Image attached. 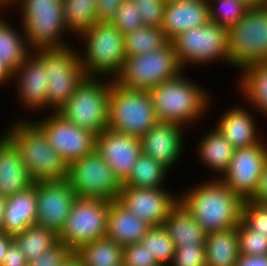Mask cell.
Masks as SVG:
<instances>
[{
    "label": "cell",
    "instance_id": "obj_21",
    "mask_svg": "<svg viewBox=\"0 0 267 266\" xmlns=\"http://www.w3.org/2000/svg\"><path fill=\"white\" fill-rule=\"evenodd\" d=\"M95 149L113 169L122 184L128 179L142 153L139 137L108 128L96 135Z\"/></svg>",
    "mask_w": 267,
    "mask_h": 266
},
{
    "label": "cell",
    "instance_id": "obj_17",
    "mask_svg": "<svg viewBox=\"0 0 267 266\" xmlns=\"http://www.w3.org/2000/svg\"><path fill=\"white\" fill-rule=\"evenodd\" d=\"M176 191L122 186L117 201L151 226H162L179 202V189Z\"/></svg>",
    "mask_w": 267,
    "mask_h": 266
},
{
    "label": "cell",
    "instance_id": "obj_7",
    "mask_svg": "<svg viewBox=\"0 0 267 266\" xmlns=\"http://www.w3.org/2000/svg\"><path fill=\"white\" fill-rule=\"evenodd\" d=\"M172 41L149 53L126 57L114 81L121 86L148 91L183 72Z\"/></svg>",
    "mask_w": 267,
    "mask_h": 266
},
{
    "label": "cell",
    "instance_id": "obj_2",
    "mask_svg": "<svg viewBox=\"0 0 267 266\" xmlns=\"http://www.w3.org/2000/svg\"><path fill=\"white\" fill-rule=\"evenodd\" d=\"M198 181L190 182L186 188L179 185V202L207 233L237 227L242 220L244 200L220 179Z\"/></svg>",
    "mask_w": 267,
    "mask_h": 266
},
{
    "label": "cell",
    "instance_id": "obj_51",
    "mask_svg": "<svg viewBox=\"0 0 267 266\" xmlns=\"http://www.w3.org/2000/svg\"><path fill=\"white\" fill-rule=\"evenodd\" d=\"M18 0H0V11H11Z\"/></svg>",
    "mask_w": 267,
    "mask_h": 266
},
{
    "label": "cell",
    "instance_id": "obj_30",
    "mask_svg": "<svg viewBox=\"0 0 267 266\" xmlns=\"http://www.w3.org/2000/svg\"><path fill=\"white\" fill-rule=\"evenodd\" d=\"M204 246L206 266H235L240 255L238 226L207 233Z\"/></svg>",
    "mask_w": 267,
    "mask_h": 266
},
{
    "label": "cell",
    "instance_id": "obj_9",
    "mask_svg": "<svg viewBox=\"0 0 267 266\" xmlns=\"http://www.w3.org/2000/svg\"><path fill=\"white\" fill-rule=\"evenodd\" d=\"M33 52L46 69L47 113L58 112L86 77L76 46L35 49Z\"/></svg>",
    "mask_w": 267,
    "mask_h": 266
},
{
    "label": "cell",
    "instance_id": "obj_50",
    "mask_svg": "<svg viewBox=\"0 0 267 266\" xmlns=\"http://www.w3.org/2000/svg\"><path fill=\"white\" fill-rule=\"evenodd\" d=\"M12 240L13 237H10L0 231V264L3 262L7 247Z\"/></svg>",
    "mask_w": 267,
    "mask_h": 266
},
{
    "label": "cell",
    "instance_id": "obj_31",
    "mask_svg": "<svg viewBox=\"0 0 267 266\" xmlns=\"http://www.w3.org/2000/svg\"><path fill=\"white\" fill-rule=\"evenodd\" d=\"M170 175L171 171L164 165L141 153L132 168L131 174L123 183V186L153 189L170 188L167 180L170 181L169 177L174 176Z\"/></svg>",
    "mask_w": 267,
    "mask_h": 266
},
{
    "label": "cell",
    "instance_id": "obj_24",
    "mask_svg": "<svg viewBox=\"0 0 267 266\" xmlns=\"http://www.w3.org/2000/svg\"><path fill=\"white\" fill-rule=\"evenodd\" d=\"M32 185L18 149L0 131V195L10 197Z\"/></svg>",
    "mask_w": 267,
    "mask_h": 266
},
{
    "label": "cell",
    "instance_id": "obj_1",
    "mask_svg": "<svg viewBox=\"0 0 267 266\" xmlns=\"http://www.w3.org/2000/svg\"><path fill=\"white\" fill-rule=\"evenodd\" d=\"M186 73L188 71H184L175 79L162 82L147 92L158 121L177 123L188 131L192 132L195 129L193 132L195 133L196 129L198 132L200 130L198 126L206 123L208 118L211 119V112L217 107L214 106L216 105L214 99H217V96H214L211 88H206L205 84L199 82L200 80L194 81L192 74Z\"/></svg>",
    "mask_w": 267,
    "mask_h": 266
},
{
    "label": "cell",
    "instance_id": "obj_18",
    "mask_svg": "<svg viewBox=\"0 0 267 266\" xmlns=\"http://www.w3.org/2000/svg\"><path fill=\"white\" fill-rule=\"evenodd\" d=\"M188 133L191 132L177 123L158 121L140 138L142 154L175 171L174 167L184 160L183 155L186 157Z\"/></svg>",
    "mask_w": 267,
    "mask_h": 266
},
{
    "label": "cell",
    "instance_id": "obj_23",
    "mask_svg": "<svg viewBox=\"0 0 267 266\" xmlns=\"http://www.w3.org/2000/svg\"><path fill=\"white\" fill-rule=\"evenodd\" d=\"M210 22L207 0L166 3L161 29L171 41L178 34Z\"/></svg>",
    "mask_w": 267,
    "mask_h": 266
},
{
    "label": "cell",
    "instance_id": "obj_45",
    "mask_svg": "<svg viewBox=\"0 0 267 266\" xmlns=\"http://www.w3.org/2000/svg\"><path fill=\"white\" fill-rule=\"evenodd\" d=\"M124 0H96L97 22H110Z\"/></svg>",
    "mask_w": 267,
    "mask_h": 266
},
{
    "label": "cell",
    "instance_id": "obj_16",
    "mask_svg": "<svg viewBox=\"0 0 267 266\" xmlns=\"http://www.w3.org/2000/svg\"><path fill=\"white\" fill-rule=\"evenodd\" d=\"M266 161L267 136L253 146L235 149L230 165L219 179L243 200H249L255 194Z\"/></svg>",
    "mask_w": 267,
    "mask_h": 266
},
{
    "label": "cell",
    "instance_id": "obj_37",
    "mask_svg": "<svg viewBox=\"0 0 267 266\" xmlns=\"http://www.w3.org/2000/svg\"><path fill=\"white\" fill-rule=\"evenodd\" d=\"M212 23L227 29L235 25L249 9L239 0H207Z\"/></svg>",
    "mask_w": 267,
    "mask_h": 266
},
{
    "label": "cell",
    "instance_id": "obj_52",
    "mask_svg": "<svg viewBox=\"0 0 267 266\" xmlns=\"http://www.w3.org/2000/svg\"><path fill=\"white\" fill-rule=\"evenodd\" d=\"M62 266H83V264L81 259L74 252Z\"/></svg>",
    "mask_w": 267,
    "mask_h": 266
},
{
    "label": "cell",
    "instance_id": "obj_56",
    "mask_svg": "<svg viewBox=\"0 0 267 266\" xmlns=\"http://www.w3.org/2000/svg\"><path fill=\"white\" fill-rule=\"evenodd\" d=\"M262 7L265 8V9H267V0H263Z\"/></svg>",
    "mask_w": 267,
    "mask_h": 266
},
{
    "label": "cell",
    "instance_id": "obj_53",
    "mask_svg": "<svg viewBox=\"0 0 267 266\" xmlns=\"http://www.w3.org/2000/svg\"><path fill=\"white\" fill-rule=\"evenodd\" d=\"M6 203H7V197L0 195V231H2L3 228V218H4Z\"/></svg>",
    "mask_w": 267,
    "mask_h": 266
},
{
    "label": "cell",
    "instance_id": "obj_19",
    "mask_svg": "<svg viewBox=\"0 0 267 266\" xmlns=\"http://www.w3.org/2000/svg\"><path fill=\"white\" fill-rule=\"evenodd\" d=\"M33 184L37 197L36 224L59 235L77 198L76 192L67 179L38 181Z\"/></svg>",
    "mask_w": 267,
    "mask_h": 266
},
{
    "label": "cell",
    "instance_id": "obj_20",
    "mask_svg": "<svg viewBox=\"0 0 267 266\" xmlns=\"http://www.w3.org/2000/svg\"><path fill=\"white\" fill-rule=\"evenodd\" d=\"M221 111L218 112L220 113L218 118L215 116L216 121L214 119L210 123H214L213 126L220 131L235 149L253 146L259 143L263 137H266V135L262 134L264 132H262L263 130L260 126L262 121L258 122L261 117L246 102L241 100L240 103H236L234 100L231 106L229 104Z\"/></svg>",
    "mask_w": 267,
    "mask_h": 266
},
{
    "label": "cell",
    "instance_id": "obj_44",
    "mask_svg": "<svg viewBox=\"0 0 267 266\" xmlns=\"http://www.w3.org/2000/svg\"><path fill=\"white\" fill-rule=\"evenodd\" d=\"M122 266H160L146 247L137 242L123 247Z\"/></svg>",
    "mask_w": 267,
    "mask_h": 266
},
{
    "label": "cell",
    "instance_id": "obj_13",
    "mask_svg": "<svg viewBox=\"0 0 267 266\" xmlns=\"http://www.w3.org/2000/svg\"><path fill=\"white\" fill-rule=\"evenodd\" d=\"M111 201L77 197L72 204L58 239L75 252L107 235L108 212Z\"/></svg>",
    "mask_w": 267,
    "mask_h": 266
},
{
    "label": "cell",
    "instance_id": "obj_41",
    "mask_svg": "<svg viewBox=\"0 0 267 266\" xmlns=\"http://www.w3.org/2000/svg\"><path fill=\"white\" fill-rule=\"evenodd\" d=\"M74 252L62 242H58L49 250L29 260L26 266H62Z\"/></svg>",
    "mask_w": 267,
    "mask_h": 266
},
{
    "label": "cell",
    "instance_id": "obj_25",
    "mask_svg": "<svg viewBox=\"0 0 267 266\" xmlns=\"http://www.w3.org/2000/svg\"><path fill=\"white\" fill-rule=\"evenodd\" d=\"M236 80V81H235ZM237 99L253 107L261 119L267 120V62L244 68L234 78Z\"/></svg>",
    "mask_w": 267,
    "mask_h": 266
},
{
    "label": "cell",
    "instance_id": "obj_54",
    "mask_svg": "<svg viewBox=\"0 0 267 266\" xmlns=\"http://www.w3.org/2000/svg\"><path fill=\"white\" fill-rule=\"evenodd\" d=\"M249 8L261 7L263 0H239Z\"/></svg>",
    "mask_w": 267,
    "mask_h": 266
},
{
    "label": "cell",
    "instance_id": "obj_27",
    "mask_svg": "<svg viewBox=\"0 0 267 266\" xmlns=\"http://www.w3.org/2000/svg\"><path fill=\"white\" fill-rule=\"evenodd\" d=\"M151 225L128 211L117 200L111 201L108 212L107 237L125 247L140 242Z\"/></svg>",
    "mask_w": 267,
    "mask_h": 266
},
{
    "label": "cell",
    "instance_id": "obj_11",
    "mask_svg": "<svg viewBox=\"0 0 267 266\" xmlns=\"http://www.w3.org/2000/svg\"><path fill=\"white\" fill-rule=\"evenodd\" d=\"M157 122L147 91L118 85L112 79L108 129L141 138Z\"/></svg>",
    "mask_w": 267,
    "mask_h": 266
},
{
    "label": "cell",
    "instance_id": "obj_40",
    "mask_svg": "<svg viewBox=\"0 0 267 266\" xmlns=\"http://www.w3.org/2000/svg\"><path fill=\"white\" fill-rule=\"evenodd\" d=\"M242 219L259 234L267 235V205L244 200Z\"/></svg>",
    "mask_w": 267,
    "mask_h": 266
},
{
    "label": "cell",
    "instance_id": "obj_26",
    "mask_svg": "<svg viewBox=\"0 0 267 266\" xmlns=\"http://www.w3.org/2000/svg\"><path fill=\"white\" fill-rule=\"evenodd\" d=\"M37 222V197L35 185L7 197L2 232L10 237L22 233Z\"/></svg>",
    "mask_w": 267,
    "mask_h": 266
},
{
    "label": "cell",
    "instance_id": "obj_3",
    "mask_svg": "<svg viewBox=\"0 0 267 266\" xmlns=\"http://www.w3.org/2000/svg\"><path fill=\"white\" fill-rule=\"evenodd\" d=\"M4 127L1 132L18 149L33 182L67 178V163L50 146L43 131L31 119L11 121L9 118Z\"/></svg>",
    "mask_w": 267,
    "mask_h": 266
},
{
    "label": "cell",
    "instance_id": "obj_32",
    "mask_svg": "<svg viewBox=\"0 0 267 266\" xmlns=\"http://www.w3.org/2000/svg\"><path fill=\"white\" fill-rule=\"evenodd\" d=\"M75 254L83 266H122L123 247L107 236L83 245Z\"/></svg>",
    "mask_w": 267,
    "mask_h": 266
},
{
    "label": "cell",
    "instance_id": "obj_5",
    "mask_svg": "<svg viewBox=\"0 0 267 266\" xmlns=\"http://www.w3.org/2000/svg\"><path fill=\"white\" fill-rule=\"evenodd\" d=\"M74 42L86 76L114 79L126 58L124 35L110 22H96Z\"/></svg>",
    "mask_w": 267,
    "mask_h": 266
},
{
    "label": "cell",
    "instance_id": "obj_46",
    "mask_svg": "<svg viewBox=\"0 0 267 266\" xmlns=\"http://www.w3.org/2000/svg\"><path fill=\"white\" fill-rule=\"evenodd\" d=\"M27 262L28 260L18 244L12 240L7 247L3 262L0 266H26Z\"/></svg>",
    "mask_w": 267,
    "mask_h": 266
},
{
    "label": "cell",
    "instance_id": "obj_8",
    "mask_svg": "<svg viewBox=\"0 0 267 266\" xmlns=\"http://www.w3.org/2000/svg\"><path fill=\"white\" fill-rule=\"evenodd\" d=\"M111 84L110 78L86 76L58 113L98 135L108 127Z\"/></svg>",
    "mask_w": 267,
    "mask_h": 266
},
{
    "label": "cell",
    "instance_id": "obj_39",
    "mask_svg": "<svg viewBox=\"0 0 267 266\" xmlns=\"http://www.w3.org/2000/svg\"><path fill=\"white\" fill-rule=\"evenodd\" d=\"M110 23L123 35L144 27L140 11L131 0H124L118 6Z\"/></svg>",
    "mask_w": 267,
    "mask_h": 266
},
{
    "label": "cell",
    "instance_id": "obj_49",
    "mask_svg": "<svg viewBox=\"0 0 267 266\" xmlns=\"http://www.w3.org/2000/svg\"><path fill=\"white\" fill-rule=\"evenodd\" d=\"M12 71L0 60V91L10 90Z\"/></svg>",
    "mask_w": 267,
    "mask_h": 266
},
{
    "label": "cell",
    "instance_id": "obj_15",
    "mask_svg": "<svg viewBox=\"0 0 267 266\" xmlns=\"http://www.w3.org/2000/svg\"><path fill=\"white\" fill-rule=\"evenodd\" d=\"M47 85L46 69L42 60L32 51L26 60L12 72L10 89L15 88L14 98L18 102L15 104L17 107L21 106L20 109L26 111V115L15 114L11 120H30L35 115L47 113Z\"/></svg>",
    "mask_w": 267,
    "mask_h": 266
},
{
    "label": "cell",
    "instance_id": "obj_28",
    "mask_svg": "<svg viewBox=\"0 0 267 266\" xmlns=\"http://www.w3.org/2000/svg\"><path fill=\"white\" fill-rule=\"evenodd\" d=\"M9 14V11H0V60L13 72L33 50L27 43L22 26L18 22L13 24L14 15Z\"/></svg>",
    "mask_w": 267,
    "mask_h": 266
},
{
    "label": "cell",
    "instance_id": "obj_22",
    "mask_svg": "<svg viewBox=\"0 0 267 266\" xmlns=\"http://www.w3.org/2000/svg\"><path fill=\"white\" fill-rule=\"evenodd\" d=\"M207 130L201 135H197V141L194 140L192 147H195L196 160L198 165L204 169L207 174L204 178L219 179L230 165L235 148L226 140L218 129L210 124ZM202 165V166H201ZM209 176V177H208Z\"/></svg>",
    "mask_w": 267,
    "mask_h": 266
},
{
    "label": "cell",
    "instance_id": "obj_47",
    "mask_svg": "<svg viewBox=\"0 0 267 266\" xmlns=\"http://www.w3.org/2000/svg\"><path fill=\"white\" fill-rule=\"evenodd\" d=\"M249 200L267 205V161L263 166L255 194Z\"/></svg>",
    "mask_w": 267,
    "mask_h": 266
},
{
    "label": "cell",
    "instance_id": "obj_12",
    "mask_svg": "<svg viewBox=\"0 0 267 266\" xmlns=\"http://www.w3.org/2000/svg\"><path fill=\"white\" fill-rule=\"evenodd\" d=\"M66 179L79 198L114 201L123 186L96 149L71 162Z\"/></svg>",
    "mask_w": 267,
    "mask_h": 266
},
{
    "label": "cell",
    "instance_id": "obj_48",
    "mask_svg": "<svg viewBox=\"0 0 267 266\" xmlns=\"http://www.w3.org/2000/svg\"><path fill=\"white\" fill-rule=\"evenodd\" d=\"M235 266H267V255L254 256L240 254Z\"/></svg>",
    "mask_w": 267,
    "mask_h": 266
},
{
    "label": "cell",
    "instance_id": "obj_33",
    "mask_svg": "<svg viewBox=\"0 0 267 266\" xmlns=\"http://www.w3.org/2000/svg\"><path fill=\"white\" fill-rule=\"evenodd\" d=\"M65 26L76 38L97 22L96 0H62Z\"/></svg>",
    "mask_w": 267,
    "mask_h": 266
},
{
    "label": "cell",
    "instance_id": "obj_35",
    "mask_svg": "<svg viewBox=\"0 0 267 266\" xmlns=\"http://www.w3.org/2000/svg\"><path fill=\"white\" fill-rule=\"evenodd\" d=\"M168 41L161 27L144 26L136 29L124 35L126 57L149 53Z\"/></svg>",
    "mask_w": 267,
    "mask_h": 266
},
{
    "label": "cell",
    "instance_id": "obj_4",
    "mask_svg": "<svg viewBox=\"0 0 267 266\" xmlns=\"http://www.w3.org/2000/svg\"><path fill=\"white\" fill-rule=\"evenodd\" d=\"M10 13L17 14L32 50L65 48L75 42L65 26L62 0H18Z\"/></svg>",
    "mask_w": 267,
    "mask_h": 266
},
{
    "label": "cell",
    "instance_id": "obj_34",
    "mask_svg": "<svg viewBox=\"0 0 267 266\" xmlns=\"http://www.w3.org/2000/svg\"><path fill=\"white\" fill-rule=\"evenodd\" d=\"M27 260H32L36 256L49 250L59 242L58 235L42 225L33 224L22 233L13 237Z\"/></svg>",
    "mask_w": 267,
    "mask_h": 266
},
{
    "label": "cell",
    "instance_id": "obj_14",
    "mask_svg": "<svg viewBox=\"0 0 267 266\" xmlns=\"http://www.w3.org/2000/svg\"><path fill=\"white\" fill-rule=\"evenodd\" d=\"M42 115L31 120L43 131L47 142L67 165L95 150L96 135L91 131L70 123L58 112Z\"/></svg>",
    "mask_w": 267,
    "mask_h": 266
},
{
    "label": "cell",
    "instance_id": "obj_36",
    "mask_svg": "<svg viewBox=\"0 0 267 266\" xmlns=\"http://www.w3.org/2000/svg\"><path fill=\"white\" fill-rule=\"evenodd\" d=\"M140 242L160 266L171 265L176 248L163 225L151 226Z\"/></svg>",
    "mask_w": 267,
    "mask_h": 266
},
{
    "label": "cell",
    "instance_id": "obj_6",
    "mask_svg": "<svg viewBox=\"0 0 267 266\" xmlns=\"http://www.w3.org/2000/svg\"><path fill=\"white\" fill-rule=\"evenodd\" d=\"M174 50L185 71L217 67H230L228 29L211 21L200 27L178 34L172 40ZM217 62V63H216ZM220 64V65H218ZM201 67V68H200Z\"/></svg>",
    "mask_w": 267,
    "mask_h": 266
},
{
    "label": "cell",
    "instance_id": "obj_29",
    "mask_svg": "<svg viewBox=\"0 0 267 266\" xmlns=\"http://www.w3.org/2000/svg\"><path fill=\"white\" fill-rule=\"evenodd\" d=\"M163 227L175 248L205 244L207 232L180 202L171 210Z\"/></svg>",
    "mask_w": 267,
    "mask_h": 266
},
{
    "label": "cell",
    "instance_id": "obj_43",
    "mask_svg": "<svg viewBox=\"0 0 267 266\" xmlns=\"http://www.w3.org/2000/svg\"><path fill=\"white\" fill-rule=\"evenodd\" d=\"M170 266H206L205 246H181L176 248Z\"/></svg>",
    "mask_w": 267,
    "mask_h": 266
},
{
    "label": "cell",
    "instance_id": "obj_10",
    "mask_svg": "<svg viewBox=\"0 0 267 266\" xmlns=\"http://www.w3.org/2000/svg\"><path fill=\"white\" fill-rule=\"evenodd\" d=\"M228 50L231 70L235 69L236 75L247 66L267 62V9L249 8L228 29Z\"/></svg>",
    "mask_w": 267,
    "mask_h": 266
},
{
    "label": "cell",
    "instance_id": "obj_55",
    "mask_svg": "<svg viewBox=\"0 0 267 266\" xmlns=\"http://www.w3.org/2000/svg\"><path fill=\"white\" fill-rule=\"evenodd\" d=\"M165 3L181 2V1H194V0H164Z\"/></svg>",
    "mask_w": 267,
    "mask_h": 266
},
{
    "label": "cell",
    "instance_id": "obj_38",
    "mask_svg": "<svg viewBox=\"0 0 267 266\" xmlns=\"http://www.w3.org/2000/svg\"><path fill=\"white\" fill-rule=\"evenodd\" d=\"M240 254L261 256L267 255V235L253 230L243 219L238 225Z\"/></svg>",
    "mask_w": 267,
    "mask_h": 266
},
{
    "label": "cell",
    "instance_id": "obj_42",
    "mask_svg": "<svg viewBox=\"0 0 267 266\" xmlns=\"http://www.w3.org/2000/svg\"><path fill=\"white\" fill-rule=\"evenodd\" d=\"M140 11L144 26L160 27L165 9L164 0H131Z\"/></svg>",
    "mask_w": 267,
    "mask_h": 266
}]
</instances>
